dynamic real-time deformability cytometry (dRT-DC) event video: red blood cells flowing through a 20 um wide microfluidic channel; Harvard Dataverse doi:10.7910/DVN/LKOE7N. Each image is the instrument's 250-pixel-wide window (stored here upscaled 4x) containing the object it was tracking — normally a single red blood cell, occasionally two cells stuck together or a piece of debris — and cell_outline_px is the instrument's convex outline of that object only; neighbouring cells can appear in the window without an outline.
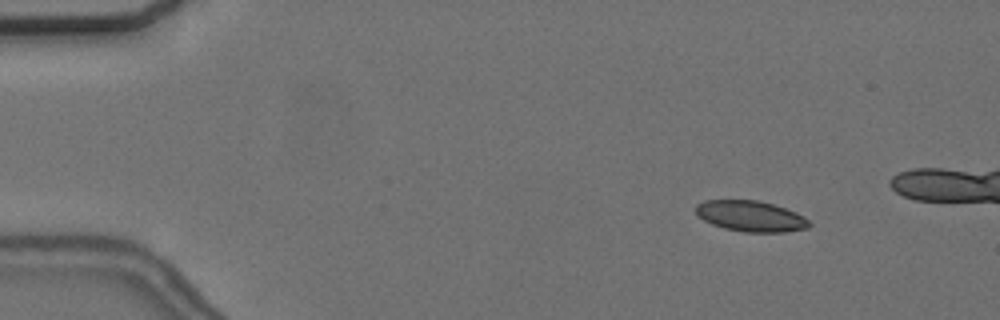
{"species": "common noctule bat (a hibernating species)", "species_latin": "Nyctalus noctula", "temperature_condition": "cold", "stored_images_in_passage": 17, "camera_frame_rate_fps": 3000, "um_per_image_px": 0.085, "animal": {"sex": "female", "body_mass_g": 24.6, "forearm_length_mm": 56.2}, "frame": {"image": 1, "passage_image": 8, "time_ms": 2.333, "image_size_px": [1000, 320], "cell_outline_px": [[812, 224], [808, 228], [784, 232], [744, 232], [724, 228], [712, 224], [704, 220], [696, 212], [696, 204], [704, 200], [760, 200], [796, 212], [804, 216]], "centroid_in_image_um": [63.83, 18.37], "position_along_channel_um": 21.2, "area_um2": 20.35}}